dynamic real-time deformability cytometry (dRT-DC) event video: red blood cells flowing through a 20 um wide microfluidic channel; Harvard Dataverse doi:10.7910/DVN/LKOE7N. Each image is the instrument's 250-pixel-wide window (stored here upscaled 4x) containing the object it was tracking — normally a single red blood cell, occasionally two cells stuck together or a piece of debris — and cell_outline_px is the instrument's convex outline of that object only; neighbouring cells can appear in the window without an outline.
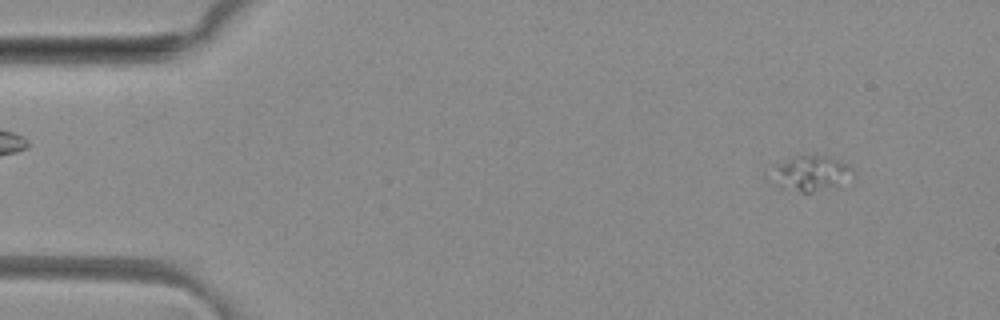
{"species": "common noctule bat (a hibernating species)", "species_latin": "Nyctalus noctula", "temperature_condition": "room temperature", "stored_images_in_passage": 50, "segment_of_instrument_passage": [1, 2], "camera_frame_rate_fps": 3000, "um_per_image_px": 0.085, "animal": {"sex": "female", "body_mass_g": 29.2, "forearm_length_mm": 56.3}, "frame": {"image": 1, "passage_image": 4, "time_ms": 1.0, "image_size_px": [1000, 320], "cell_outline_px": [[852, 168], [836, 188], [812, 192], [800, 192], [780, 188], [776, 164], [796, 156], [828, 156], [848, 164]], "centroid_in_image_um": [68.97, 14.74], "position_along_channel_um": 16.0, "area_um2": 15.61}}
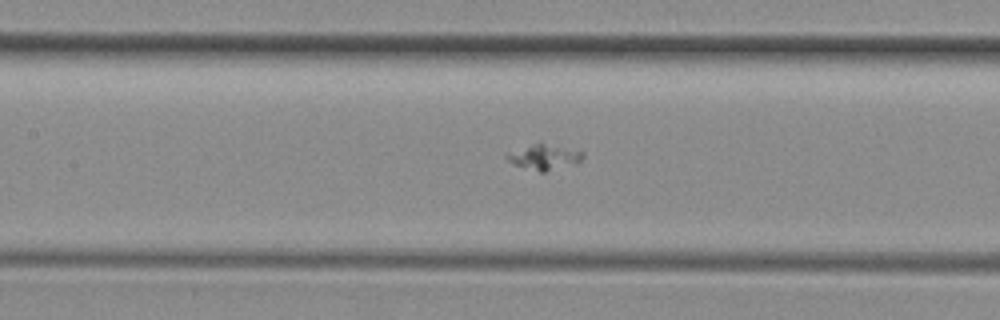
{"frame": {"image": 2, "passage_image": 22, "time_ms": 7.0, "image_size_px": [1000, 320], "cell_outline_px": [[584, 156], [576, 164], [544, 172], [540, 172], [516, 164], [508, 160], [504, 156], [508, 152], [540, 140], [584, 152]], "centroid_in_image_um": [46.28, 13.3], "position_along_channel_um": 161.1, "area_um2": 11.5}}
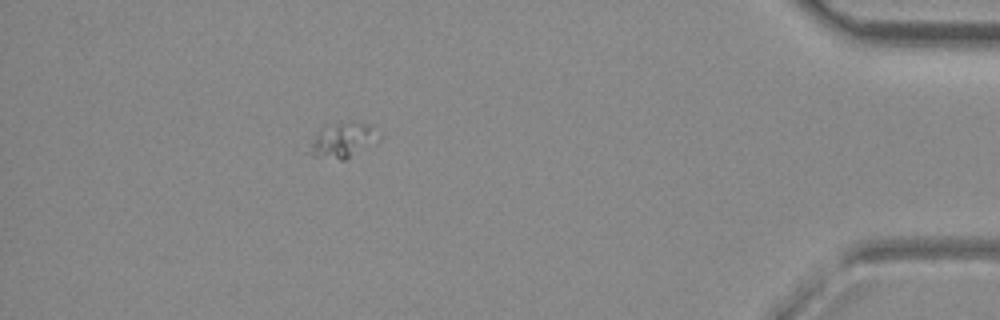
{"frame": {"image": 3, "passage_image": 44, "time_ms": 14.333, "image_size_px": [1000, 320], "cell_outline_px": [[380, 136], [344, 160], [340, 160], [316, 156], [308, 152], [316, 136], [340, 124], [368, 124], [380, 132]], "centroid_in_image_um": [29.18, 11.98], "position_along_channel_um": 406.0, "area_um2": 12.37}}